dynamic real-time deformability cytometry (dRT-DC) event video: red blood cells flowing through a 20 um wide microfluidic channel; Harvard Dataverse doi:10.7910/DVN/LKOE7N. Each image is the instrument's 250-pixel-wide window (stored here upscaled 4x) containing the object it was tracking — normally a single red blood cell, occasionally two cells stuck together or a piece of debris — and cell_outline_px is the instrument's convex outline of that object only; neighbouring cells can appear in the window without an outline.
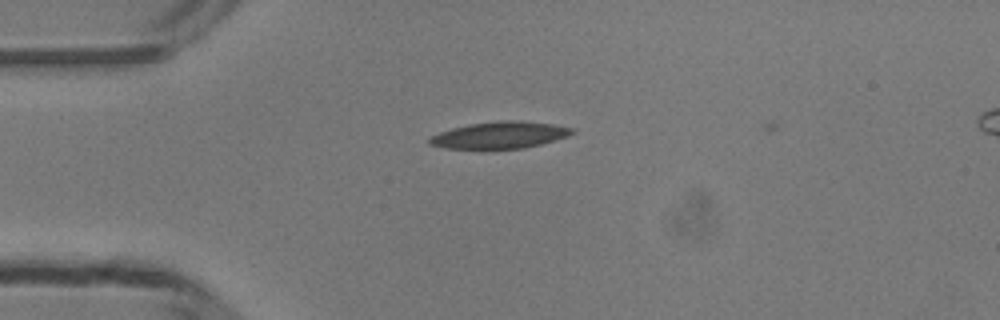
{"species": "common noctule bat (a hibernating species)", "species_latin": "Nyctalus noctula", "temperature_condition": "room temperature", "stored_images_in_passage": 3, "camera_frame_rate_fps": 3000, "um_per_image_px": 0.085, "animal": {"sex": "male", "body_mass_g": 13.3}, "frame": {"image": 1, "passage_image": 2, "time_ms": 0.333, "image_size_px": [1000, 320], "cell_outline_px": [[576, 132], [568, 136], [540, 144], [524, 148], [448, 148], [428, 144], [428, 140], [432, 136], [440, 132], [452, 128], [472, 124], [500, 120], [520, 120], [552, 124], [572, 128]], "centroid_in_image_um": [42.51, 11.47], "position_along_channel_um": 42.5, "area_um2": 21.91}}